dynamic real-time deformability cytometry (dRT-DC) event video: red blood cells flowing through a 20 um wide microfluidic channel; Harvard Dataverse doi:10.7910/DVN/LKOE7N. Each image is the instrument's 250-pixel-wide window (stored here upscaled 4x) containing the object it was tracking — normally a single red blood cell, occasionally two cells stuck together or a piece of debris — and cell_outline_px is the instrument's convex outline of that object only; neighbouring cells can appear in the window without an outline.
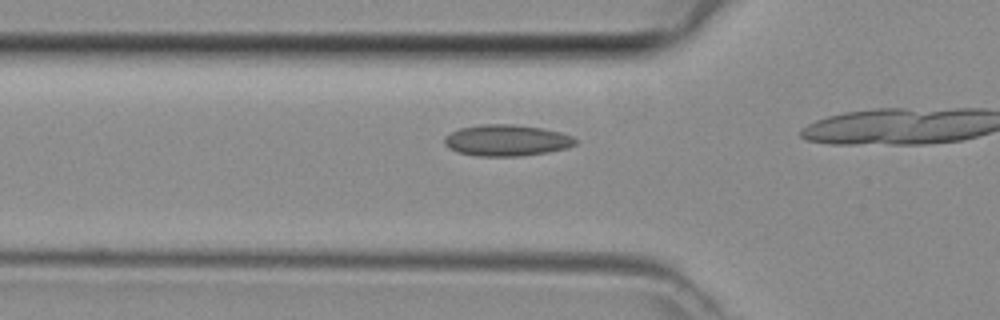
{"species": "common noctule bat (a hibernating species)", "species_latin": "Nyctalus noctula", "temperature_condition": "room temperature", "stored_images_in_passage": 8, "camera_frame_rate_fps": 3000, "um_per_image_px": 0.085, "animal": {"sex": "female", "body_mass_g": 29.2, "forearm_length_mm": 56.3}, "frame": {"image": 1, "passage_image": 6, "time_ms": 1.667, "image_size_px": [1000, 320], "cell_outline_px": [[576, 144], [568, 148], [548, 152], [520, 156], [476, 156], [456, 152], [448, 148], [444, 144], [444, 136], [460, 128], [480, 124], [512, 124], [540, 128], [560, 132], [572, 136], [576, 140]], "centroid_in_image_um": [43.03, 11.94], "position_along_channel_um": 82.8, "area_um2": 23.99}}